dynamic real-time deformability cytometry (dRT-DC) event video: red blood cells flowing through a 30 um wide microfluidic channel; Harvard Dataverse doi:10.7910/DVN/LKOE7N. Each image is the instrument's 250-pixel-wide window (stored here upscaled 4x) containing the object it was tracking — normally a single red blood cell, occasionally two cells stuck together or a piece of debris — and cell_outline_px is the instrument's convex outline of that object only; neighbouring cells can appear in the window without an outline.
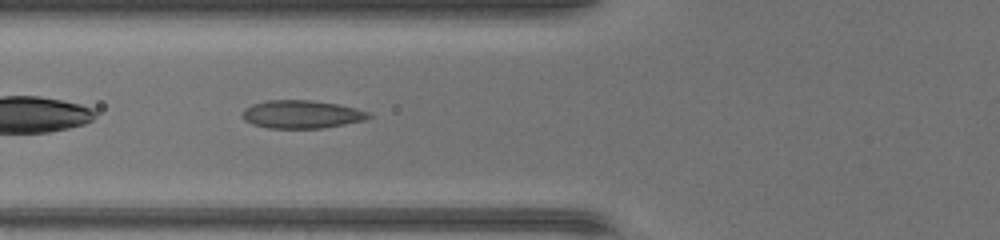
{"species": "common noctule bat (a hibernating species)", "species_latin": "Nyctalus noctula", "temperature_condition": "warm", "stored_images_in_passage": 34, "camera_frame_rate_fps": 3000, "um_per_image_px": 0.085, "animal": {"sex": "female", "body_mass_g": 17.0, "forearm_length_mm": 48.0}, "frame": {"image": 1, "passage_image": 8, "time_ms": 2.333, "image_size_px": [1000, 240], "cell_outline_px": [[372, 116], [364, 120], [324, 128], [268, 128], [252, 124], [244, 120], [244, 108], [252, 104], [268, 100], [312, 100], [336, 104], [356, 108], [368, 112]], "centroid_in_image_um": [25.63, 9.72], "position_along_channel_um": 100.2, "area_um2": 20.52}}
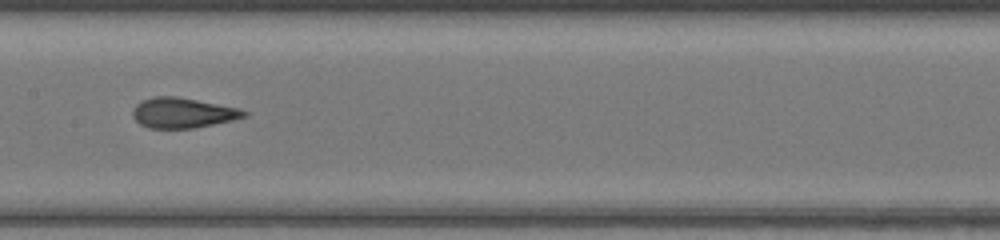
{"frame": {"image": 2, "passage_image": 14, "time_ms": 4.333, "image_size_px": [1000, 240], "cell_outline_px": [[248, 116], [232, 120], [192, 128], [148, 128], [140, 124], [132, 116], [132, 112], [136, 104], [152, 96], [176, 96], [240, 108], [248, 112]], "centroid_in_image_um": [15.53, 9.59], "position_along_channel_um": 191.9, "area_um2": 19.54}}
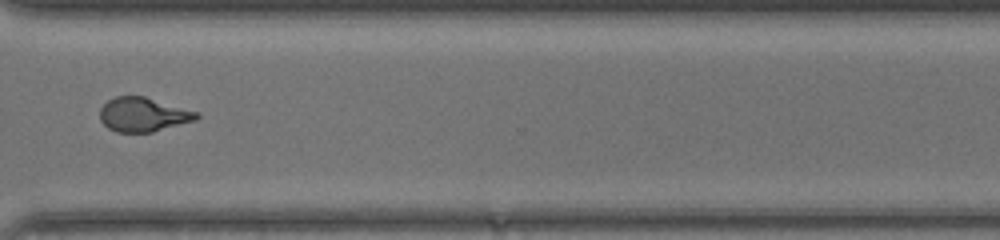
{"frame": {"image": 3, "passage_image": 25, "time_ms": 8.0, "image_size_px": [1000, 240], "cell_outline_px": [[200, 116], [196, 120], [152, 132], [116, 132], [108, 128], [100, 120], [100, 108], [108, 100], [116, 96], [144, 96], [200, 112]], "centroid_in_image_um": [12.18, 9.73], "position_along_channel_um": 358.4, "area_um2": 19.31}}